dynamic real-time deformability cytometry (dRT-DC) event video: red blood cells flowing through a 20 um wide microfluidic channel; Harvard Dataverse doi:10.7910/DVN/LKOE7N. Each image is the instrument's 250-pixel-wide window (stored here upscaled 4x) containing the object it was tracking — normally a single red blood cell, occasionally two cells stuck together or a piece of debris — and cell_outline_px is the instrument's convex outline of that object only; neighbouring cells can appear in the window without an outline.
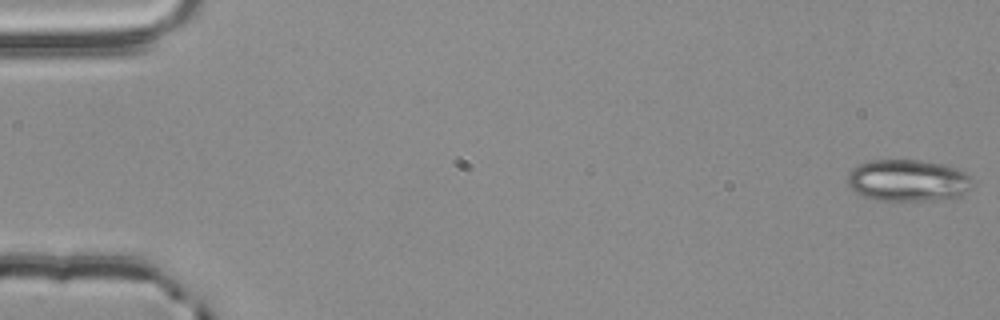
{"species": "common noctule bat (a hibernating species)", "species_latin": "Nyctalus noctula", "temperature_condition": "room temperature", "stored_images_in_passage": 53, "camera_frame_rate_fps": 3000, "um_per_image_px": 0.085, "animal": {"sex": "male", "body_mass_g": 20.4}, "frame": {"image": 1, "passage_image": 1, "time_ms": 0.0, "image_size_px": [1000, 320], "cell_outline_px": [[976, 180], [972, 188], [960, 196], [920, 200], [876, 200], [864, 196], [856, 192], [848, 184], [848, 172], [852, 168], [860, 164], [872, 160], [916, 160], [940, 164], [964, 172]], "centroid_in_image_um": [77.18, 15.33], "position_along_channel_um": 7.8, "area_um2": 30.11}}
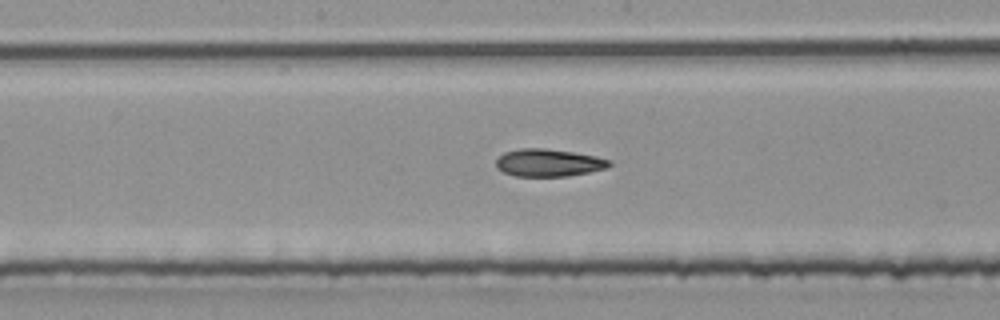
{"frame": {"image": 2, "passage_image": 29, "time_ms": 9.333, "image_size_px": [1000, 320], "cell_outline_px": [[612, 164], [608, 168], [568, 176], [516, 176], [504, 172], [496, 168], [496, 160], [504, 152], [520, 148], [548, 148], [596, 156], [612, 160]], "centroid_in_image_um": [46.65, 13.82], "position_along_channel_um": 201.6, "area_um2": 18.26}}
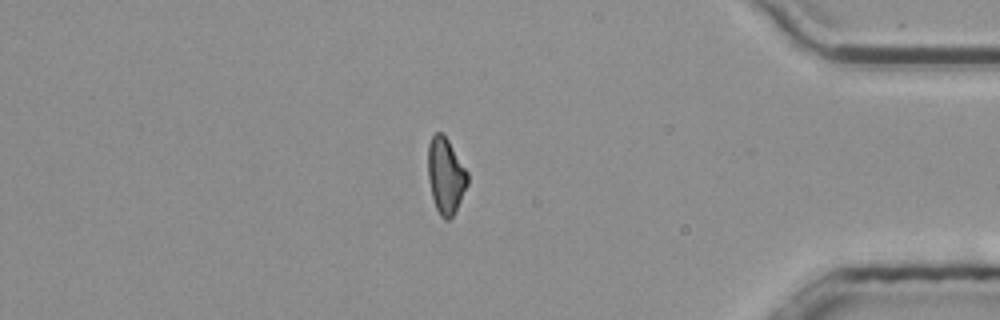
{"frame": {"image": 3, "passage_image": 47, "time_ms": 15.333, "image_size_px": [1000, 320], "cell_outline_px": [[468, 184], [452, 216], [448, 220], [444, 220], [440, 216], [436, 208], [432, 196], [428, 180], [428, 144], [432, 136], [436, 132], [440, 132], [448, 140], [468, 172]], "centroid_in_image_um": [37.87, 14.93], "position_along_channel_um": 397.3, "area_um2": 17.34}}